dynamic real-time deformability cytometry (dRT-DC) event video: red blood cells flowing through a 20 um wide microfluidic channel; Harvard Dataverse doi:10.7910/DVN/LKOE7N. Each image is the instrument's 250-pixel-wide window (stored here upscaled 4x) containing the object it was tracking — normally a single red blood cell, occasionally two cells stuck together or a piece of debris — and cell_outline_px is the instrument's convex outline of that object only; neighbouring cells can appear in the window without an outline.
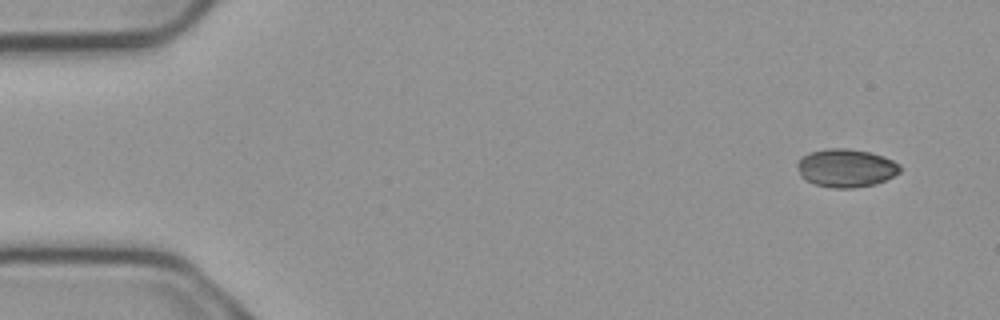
{"species": "common noctule bat (a hibernating species)", "species_latin": "Nyctalus noctula", "temperature_condition": "cold", "stored_images_in_passage": 6, "camera_frame_rate_fps": 3000, "um_per_image_px": 0.085, "animal": {"sex": "male", "body_mass_g": 23.1, "forearm_length_mm": 52.7}, "frame": {"image": 1, "passage_image": 1, "time_ms": 0.0, "image_size_px": [1000, 320], "cell_outline_px": [[900, 172], [876, 184], [852, 188], [832, 188], [816, 184], [804, 180], [800, 176], [796, 164], [796, 160], [800, 156], [808, 152], [828, 148], [848, 148], [872, 152], [884, 156], [900, 164]], "centroid_in_image_um": [71.86, 14.26], "position_along_channel_um": 13.1, "area_um2": 23.24}}
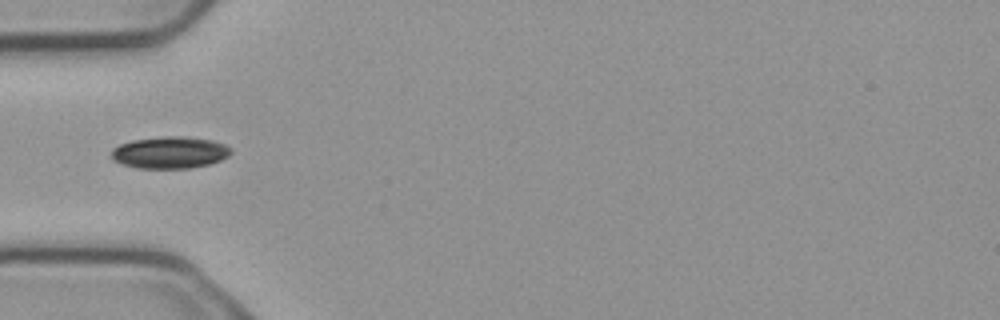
{"frame": {"image": 2, "passage_image": 5, "time_ms": 1.333, "image_size_px": [1000, 320], "cell_outline_px": [[232, 152], [228, 156], [220, 160], [208, 164], [192, 168], [136, 168], [120, 164], [112, 160], [112, 148], [120, 144], [132, 140], [164, 136], [184, 136], [212, 140], [224, 144], [232, 148]], "centroid_in_image_um": [14.42, 12.96], "position_along_channel_um": 70.6, "area_um2": 22.37}}
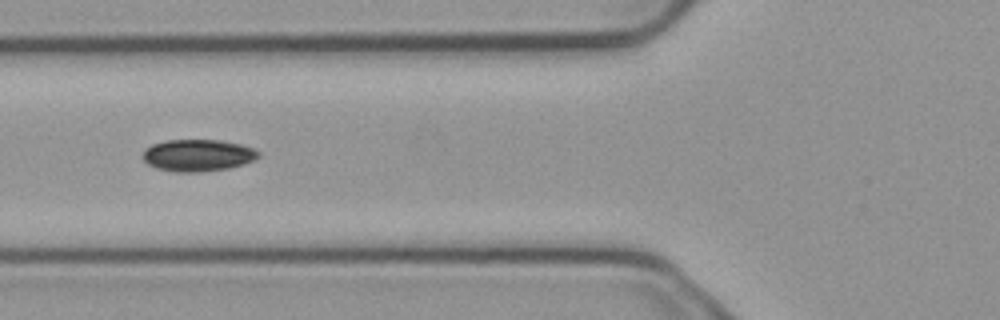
{"frame": {"image": 3, "passage_image": 6, "time_ms": 1.667, "image_size_px": [1000, 320], "cell_outline_px": [[260, 156], [244, 164], [228, 168], [200, 172], [176, 172], [156, 168], [148, 164], [144, 160], [144, 148], [152, 144], [168, 140], [220, 140], [240, 144], [252, 148], [260, 152]], "centroid_in_image_um": [16.81, 13.2], "position_along_channel_um": 109.0, "area_um2": 21.44}}